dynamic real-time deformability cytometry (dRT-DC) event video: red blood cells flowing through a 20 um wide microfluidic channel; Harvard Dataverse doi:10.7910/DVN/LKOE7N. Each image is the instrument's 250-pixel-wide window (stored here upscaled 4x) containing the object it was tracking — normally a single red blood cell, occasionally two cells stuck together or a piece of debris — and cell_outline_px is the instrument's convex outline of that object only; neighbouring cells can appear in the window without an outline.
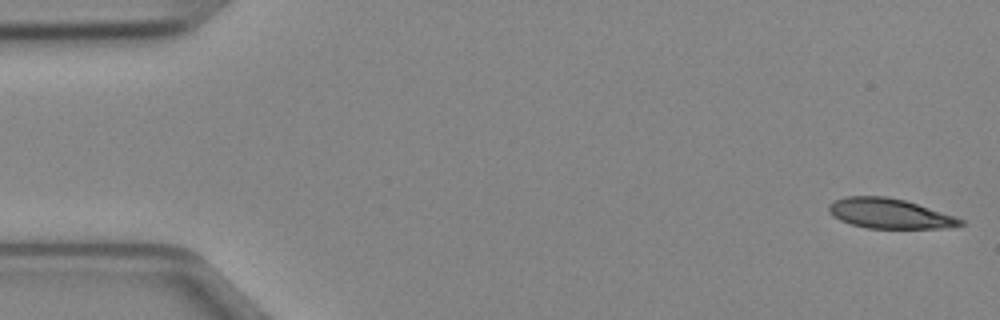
{"species": "Egyptian fruit bat (a non-hibernating species)", "species_latin": "Rousettus aegyptiacus", "temperature_condition": "cold", "stored_images_in_passage": 34, "camera_frame_rate_fps": 3000, "um_per_image_px": 0.085, "animal": {"sex": "female"}, "frame": {"image": 1, "passage_image": 1, "time_ms": 0.0, "image_size_px": [1000, 320], "cell_outline_px": [[964, 224], [944, 228], [868, 228], [852, 224], [840, 220], [832, 216], [828, 212], [828, 204], [832, 200], [844, 196], [888, 196], [904, 200], [956, 216], [964, 220]], "centroid_in_image_um": [75.57, 18.14], "position_along_channel_um": 9.4, "area_um2": 23.06}}
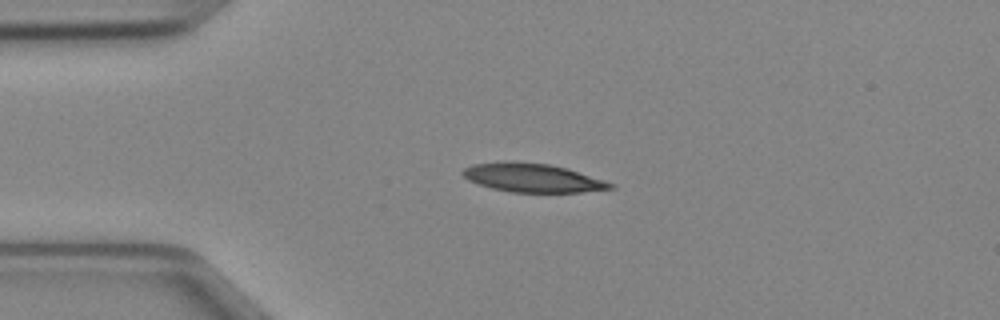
{"frame": {"image": 2, "passage_image": 11, "time_ms": 3.333, "image_size_px": [1000, 320], "cell_outline_px": [[616, 188], [580, 192], [512, 192], [492, 188], [468, 180], [460, 172], [464, 168], [472, 164], [504, 160], [512, 160], [548, 164], [568, 168], [616, 184]], "centroid_in_image_um": [45.26, 15.09], "position_along_channel_um": 39.7, "area_um2": 24.91}}
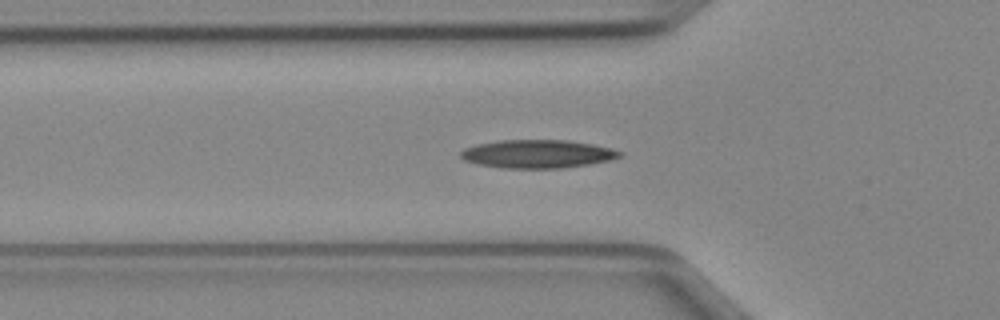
{"frame": {"image": 3, "passage_image": 16, "time_ms": 5.0, "image_size_px": [1000, 320], "cell_outline_px": [[624, 156], [608, 160], [588, 164], [564, 168], [500, 168], [476, 164], [464, 160], [460, 156], [460, 152], [464, 148], [476, 144], [500, 140], [568, 140], [592, 144], [612, 148], [624, 152]], "centroid_in_image_um": [45.68, 13.08], "position_along_channel_um": 80.1, "area_um2": 26.41}}